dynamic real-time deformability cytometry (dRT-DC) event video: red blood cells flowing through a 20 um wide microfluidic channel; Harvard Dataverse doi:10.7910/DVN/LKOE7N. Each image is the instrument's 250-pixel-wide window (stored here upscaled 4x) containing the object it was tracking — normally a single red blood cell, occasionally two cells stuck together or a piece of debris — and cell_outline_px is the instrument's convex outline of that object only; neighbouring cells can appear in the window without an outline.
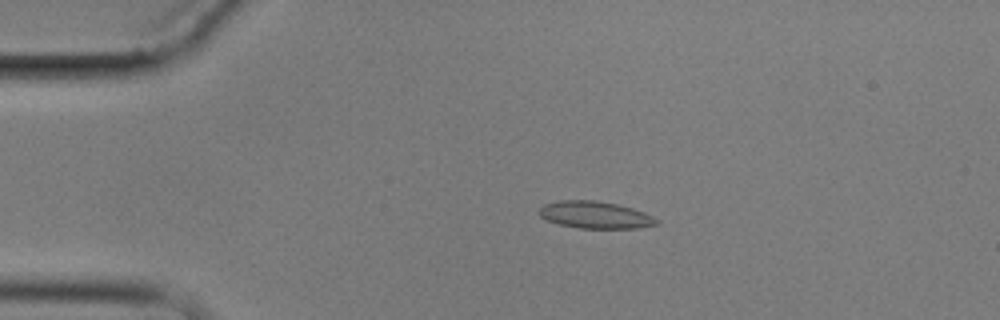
{"species": "common noctule bat (a hibernating species)", "species_latin": "Nyctalus noctula", "temperature_condition": "cold", "stored_images_in_passage": 13, "camera_frame_rate_fps": 3000, "um_per_image_px": 0.085, "animal": {"sex": "male", "body_mass_g": 17.9}, "frame": {"image": 1, "passage_image": 1, "time_ms": 0.0, "image_size_px": [1000, 320], "cell_outline_px": [[660, 224], [640, 228], [580, 228], [560, 224], [548, 220], [540, 216], [540, 208], [544, 204], [560, 200], [596, 200], [616, 204], [632, 208], [644, 212], [660, 220]], "centroid_in_image_um": [50.64, 18.27], "position_along_channel_um": 34.4, "area_um2": 18.5}}
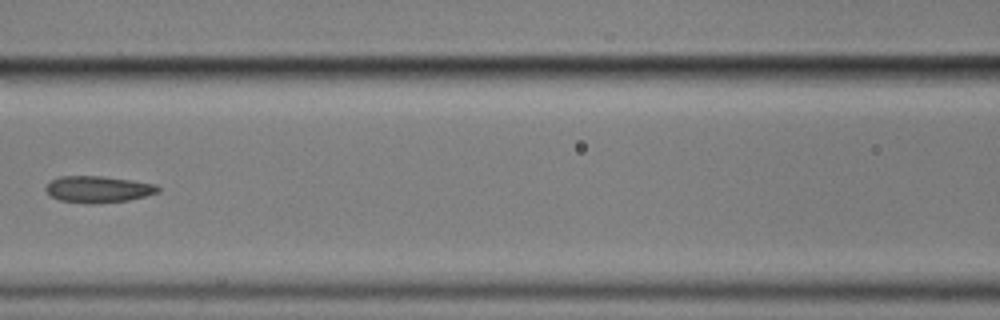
{"frame": {"image": 2, "passage_image": 5, "time_ms": 4.667, "image_size_px": [1000, 320], "cell_outline_px": [[160, 192], [128, 200], [100, 204], [92, 204], [60, 200], [52, 196], [44, 188], [52, 180], [60, 176], [104, 176], [132, 180], [156, 184], [160, 188]], "centroid_in_image_um": [8.38, 16.09], "position_along_channel_um": 158.2, "area_um2": 17.4}}
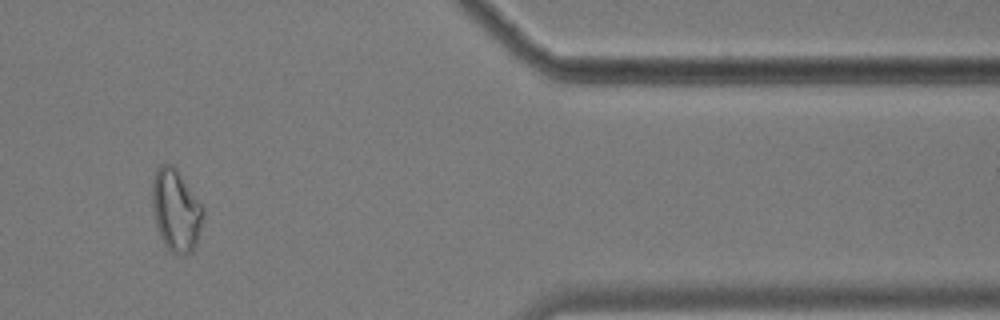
{"frame": {"image": 3, "passage_image": 11, "time_ms": 12.333, "image_size_px": [1000, 320], "cell_outline_px": [[204, 212], [196, 244], [192, 252], [188, 256], [184, 256], [172, 252], [164, 244], [160, 236], [156, 224], [152, 204], [152, 180], [156, 168], [160, 164], [172, 164], [176, 168], [204, 208]], "centroid_in_image_um": [14.95, 17.88], "position_along_channel_um": 396.5, "area_um2": 24.33}, "authors_computed_cell_mechanics": {"area_um2": 17.5134, "velocity_mm_per_s": 3.5153, "shape_relaxation_time_tau1_ms": null, "shape_relaxation_time_tau2_ms": 5.2156, "deformation_change_tau1": null, "deformation_change_tau2": 0.1323}}